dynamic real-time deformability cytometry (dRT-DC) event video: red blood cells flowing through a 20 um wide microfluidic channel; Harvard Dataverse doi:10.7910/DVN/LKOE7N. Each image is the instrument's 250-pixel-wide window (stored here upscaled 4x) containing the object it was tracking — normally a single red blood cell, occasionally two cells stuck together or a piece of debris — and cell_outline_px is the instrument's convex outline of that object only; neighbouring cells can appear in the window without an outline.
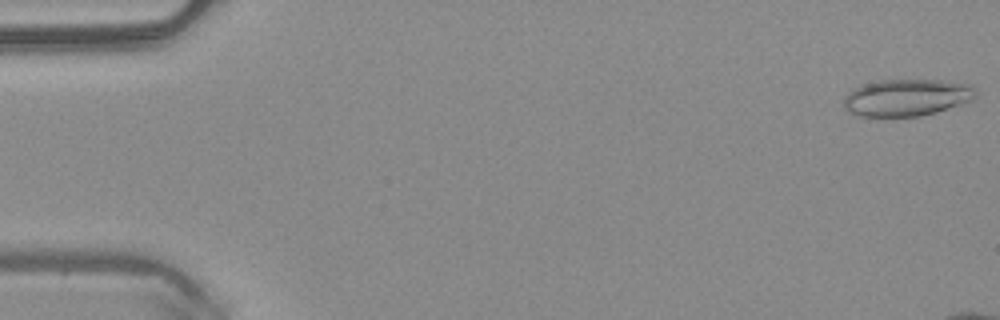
{"species": "common noctule bat (a hibernating species)", "species_latin": "Nyctalus noctula", "temperature_condition": "warm", "stored_images_in_passage": 10, "camera_frame_rate_fps": 3000, "um_per_image_px": 0.085, "animal": {"sex": "male", "body_mass_g": 20.4}, "frame": {"image": 1, "passage_image": 1, "time_ms": 0.0, "image_size_px": [1000, 320], "cell_outline_px": [[976, 96], [972, 100], [936, 112], [920, 116], [860, 116], [848, 112], [844, 108], [844, 96], [848, 92], [864, 84], [880, 80], [940, 80], [972, 84], [976, 92]], "centroid_in_image_um": [77.07, 8.29], "position_along_channel_um": 7.9, "area_um2": 28.38}}